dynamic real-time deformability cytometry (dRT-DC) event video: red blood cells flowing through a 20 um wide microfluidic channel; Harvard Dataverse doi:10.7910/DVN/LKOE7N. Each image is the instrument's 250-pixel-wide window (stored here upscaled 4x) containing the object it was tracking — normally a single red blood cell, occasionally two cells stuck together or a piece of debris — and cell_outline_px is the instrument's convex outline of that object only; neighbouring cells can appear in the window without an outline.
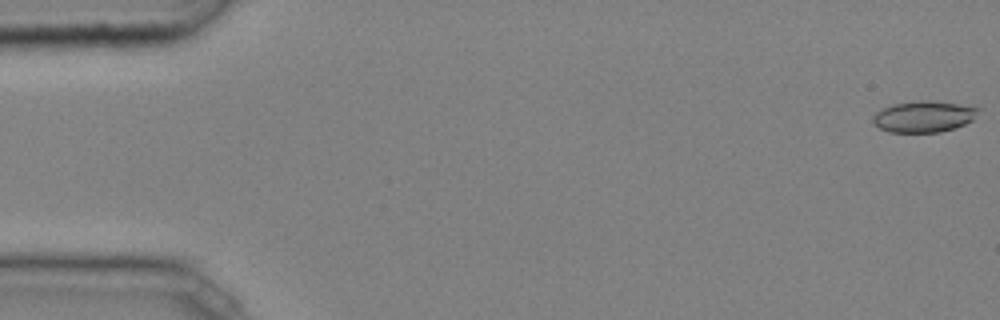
{"species": "common noctule bat (a hibernating species)", "species_latin": "Nyctalus noctula", "temperature_condition": "cold", "stored_images_in_passage": 45, "camera_frame_rate_fps": 3000, "um_per_image_px": 0.085, "animal": {"sex": "male", "body_mass_g": 20.4}, "frame": {"image": 1, "passage_image": 1, "time_ms": 0.0, "image_size_px": [1000, 320], "cell_outline_px": [[984, 108], [972, 120], [964, 124], [940, 132], [888, 132], [880, 128], [872, 120], [872, 116], [876, 112], [892, 104], [920, 100], [928, 100], [972, 104]], "centroid_in_image_um": [78.61, 9.87], "position_along_channel_um": 6.4, "area_um2": 19.59}}
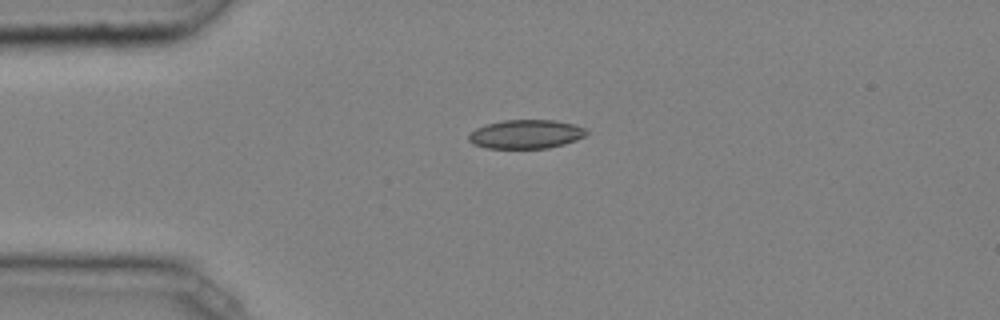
{"frame": {"image": 2, "passage_image": 12, "time_ms": 3.667, "image_size_px": [1000, 320], "cell_outline_px": [[588, 132], [584, 136], [576, 140], [564, 144], [548, 148], [488, 148], [472, 144], [468, 140], [468, 136], [476, 128], [488, 124], [504, 120], [556, 120], [588, 128]], "centroid_in_image_um": [44.73, 11.4], "position_along_channel_um": 40.3, "area_um2": 19.77}}
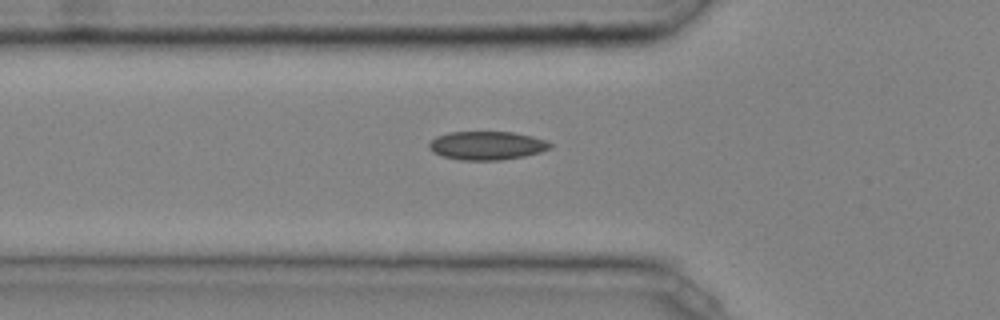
{"frame": {"image": 3, "passage_image": 17, "time_ms": 5.333, "image_size_px": [1000, 320], "cell_outline_px": [[552, 148], [540, 152], [524, 156], [500, 160], [460, 160], [440, 156], [432, 152], [428, 148], [428, 144], [436, 136], [448, 132], [512, 132], [532, 136], [544, 140], [552, 144]], "centroid_in_image_um": [41.35, 12.37], "position_along_channel_um": 84.5, "area_um2": 20.23}, "authors_computed_cell_mechanics": {"area_um2": 19.4208, "velocity_mm_per_s": 4.0694, "shape_relaxation_time_tau1_ms": 3.971, "shape_relaxation_time_tau2_ms": null, "deformation_change_tau1": 0.0891, "deformation_change_tau2": null}}